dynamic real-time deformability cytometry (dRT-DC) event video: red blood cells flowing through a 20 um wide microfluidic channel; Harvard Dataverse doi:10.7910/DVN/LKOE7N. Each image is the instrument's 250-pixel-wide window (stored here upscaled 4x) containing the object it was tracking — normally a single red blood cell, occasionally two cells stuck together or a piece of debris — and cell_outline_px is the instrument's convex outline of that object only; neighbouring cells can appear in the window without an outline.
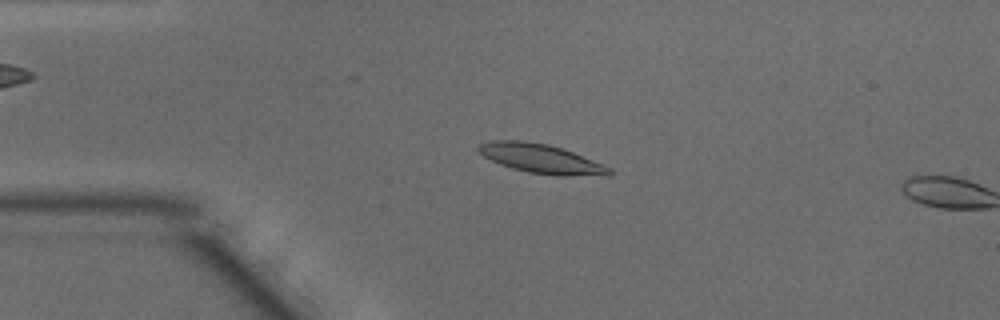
{"species": "common noctule bat (a hibernating species)", "species_latin": "Nyctalus noctula", "temperature_condition": "warm", "stored_images_in_passage": 12, "camera_frame_rate_fps": 3000, "um_per_image_px": 0.085, "animal": {"sex": "male", "body_mass_g": 15.6}, "frame": {"image": 1, "passage_image": 10, "time_ms": 3.0, "image_size_px": [1000, 320], "cell_outline_px": [[612, 172], [608, 176], [556, 176], [528, 172], [512, 168], [500, 164], [484, 156], [476, 148], [476, 144], [492, 140], [524, 140], [548, 144], [572, 152], [604, 164], [612, 168]], "centroid_in_image_um": [46.01, 13.49], "position_along_channel_um": 39.0, "area_um2": 22.48}}